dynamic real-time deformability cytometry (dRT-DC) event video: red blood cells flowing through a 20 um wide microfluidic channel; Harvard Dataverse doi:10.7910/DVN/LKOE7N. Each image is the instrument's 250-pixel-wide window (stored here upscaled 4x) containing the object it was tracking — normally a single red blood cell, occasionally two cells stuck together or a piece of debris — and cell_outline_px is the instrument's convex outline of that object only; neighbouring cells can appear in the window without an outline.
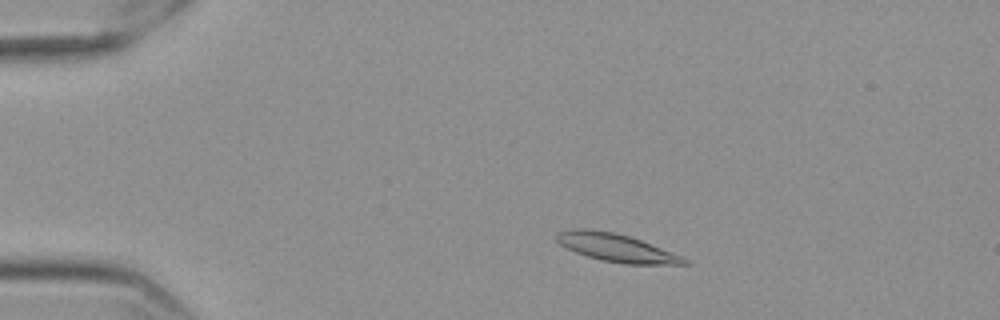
{"species": "Egyptian fruit bat (a non-hibernating species)", "species_latin": "Rousettus aegyptiacus", "temperature_condition": "cold", "stored_images_in_passage": 53, "camera_frame_rate_fps": 3000, "um_per_image_px": 0.085, "frame": {"image": 1, "passage_image": 7, "time_ms": 2.0, "image_size_px": [1000, 320], "cell_outline_px": [[688, 264], [624, 264], [600, 260], [576, 252], [560, 244], [552, 236], [556, 232], [572, 228], [584, 228], [612, 232], [628, 236], [640, 240], [680, 256], [688, 260]], "centroid_in_image_um": [52.28, 21.04], "position_along_channel_um": 32.7, "area_um2": 20.52}}
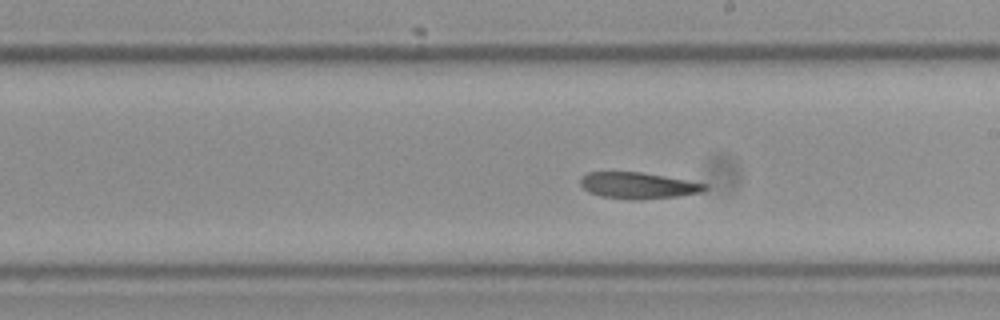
{"frame": {"image": 2, "passage_image": 29, "time_ms": 9.333, "image_size_px": [1000, 320], "cell_outline_px": [[708, 188], [704, 192], [676, 196], [636, 200], [632, 200], [600, 196], [588, 192], [580, 184], [580, 176], [588, 172], [640, 172], [688, 180], [708, 184]], "centroid_in_image_um": [54.24, 15.77], "position_along_channel_um": 234.8, "area_um2": 19.19}}
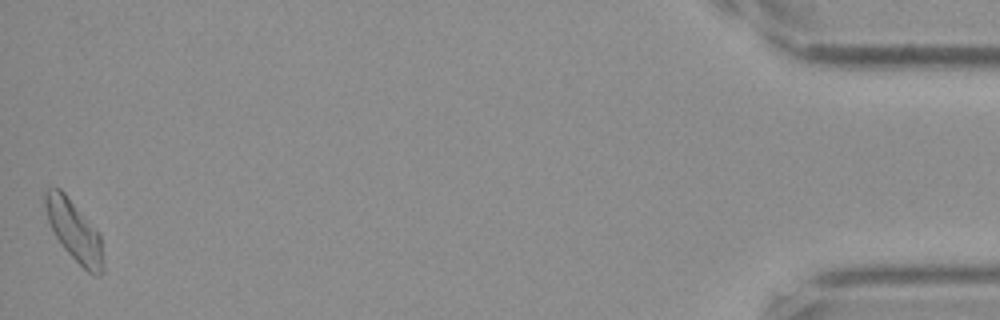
{"frame": {"image": 3, "passage_image": 53, "time_ms": 17.333, "image_size_px": [1000, 320], "cell_outline_px": [[104, 272], [100, 276], [96, 276], [88, 272], [64, 248], [56, 236], [48, 220], [44, 200], [44, 192], [48, 188], [60, 188], [64, 192], [84, 216], [100, 236], [104, 268]], "centroid_in_image_um": [6.31, 19.64], "position_along_channel_um": 428.9, "area_um2": 19.88}}